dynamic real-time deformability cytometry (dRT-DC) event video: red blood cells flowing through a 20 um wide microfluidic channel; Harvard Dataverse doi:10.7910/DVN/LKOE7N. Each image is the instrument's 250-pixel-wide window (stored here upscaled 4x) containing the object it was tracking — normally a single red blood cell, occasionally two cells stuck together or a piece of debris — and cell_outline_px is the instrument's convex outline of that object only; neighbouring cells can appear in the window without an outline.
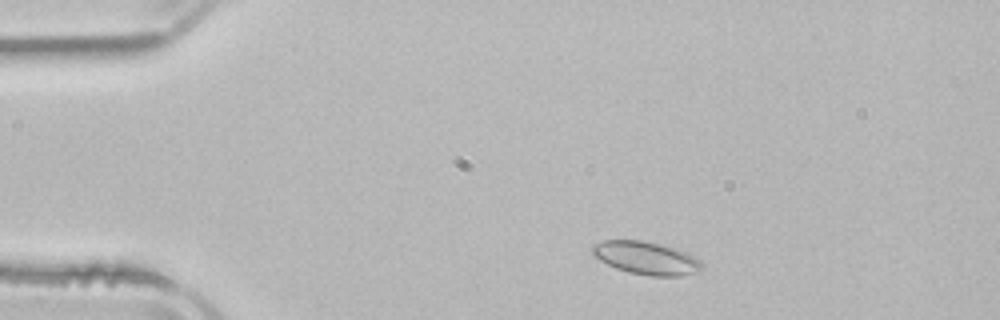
{"species": "common noctule bat (a hibernating species)", "species_latin": "Nyctalus noctula", "temperature_condition": "room temperature", "stored_images_in_passage": 4, "camera_frame_rate_fps": 3000, "um_per_image_px": 0.085, "animal": {"sex": "male", "body_mass_g": 21.5, "forearm_length_mm": 52.0}, "frame": {"image": 1, "passage_image": 2, "time_ms": 1.333, "image_size_px": [1000, 320], "cell_outline_px": [[700, 268], [692, 272], [680, 276], [648, 276], [628, 272], [616, 268], [592, 256], [592, 248], [596, 244], [604, 240], [640, 240], [660, 244], [688, 252], [700, 260]], "centroid_in_image_um": [54.88, 21.93], "position_along_channel_um": 30.1, "area_um2": 20.75}}
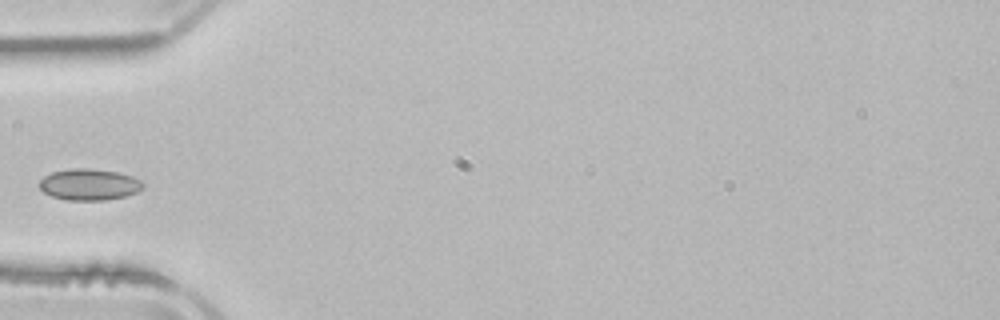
{"frame": {"image": 2, "passage_image": 4, "time_ms": 4.0, "image_size_px": [1000, 320], "cell_outline_px": [[144, 188], [136, 192], [124, 196], [104, 200], [68, 200], [52, 196], [44, 192], [36, 184], [44, 176], [52, 172], [72, 168], [88, 168], [116, 172], [132, 176], [140, 180], [144, 184]], "centroid_in_image_um": [7.56, 15.68], "position_along_channel_um": 77.4, "area_um2": 18.9}}